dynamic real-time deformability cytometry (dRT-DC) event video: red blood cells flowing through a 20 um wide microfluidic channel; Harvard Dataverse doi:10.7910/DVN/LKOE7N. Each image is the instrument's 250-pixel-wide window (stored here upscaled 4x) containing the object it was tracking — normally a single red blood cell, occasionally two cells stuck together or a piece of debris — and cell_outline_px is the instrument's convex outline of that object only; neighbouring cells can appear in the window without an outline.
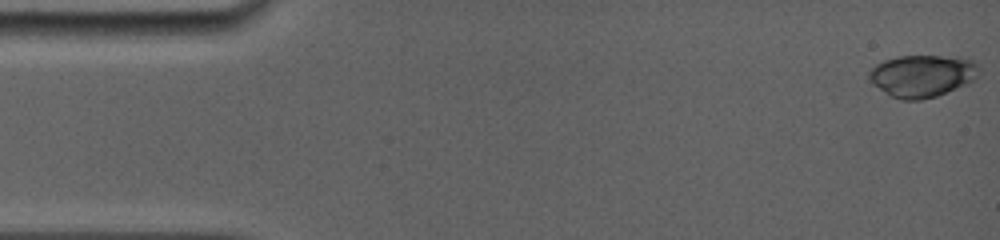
{"species": "common noctule bat (a hibernating species)", "species_latin": "Nyctalus noctula", "temperature_condition": "room temperature", "stored_images_in_passage": 34, "camera_frame_rate_fps": 5000, "um_per_image_px": 0.085, "animal": {"sex": "female", "body_mass_g": 19.0, "forearm_length_mm": 56.7}, "frame": {"image": 1, "passage_image": 1, "time_ms": 0.0, "image_size_px": [1000, 240], "cell_outline_px": [[980, 68], [976, 76], [972, 80], [964, 84], [936, 96], [920, 100], [900, 100], [892, 96], [872, 84], [868, 76], [868, 72], [876, 64], [884, 60], [896, 56], [960, 56], [972, 60], [980, 64]], "centroid_in_image_um": [78.38, 6.42], "position_along_channel_um": 6.6, "area_um2": 26.99}}
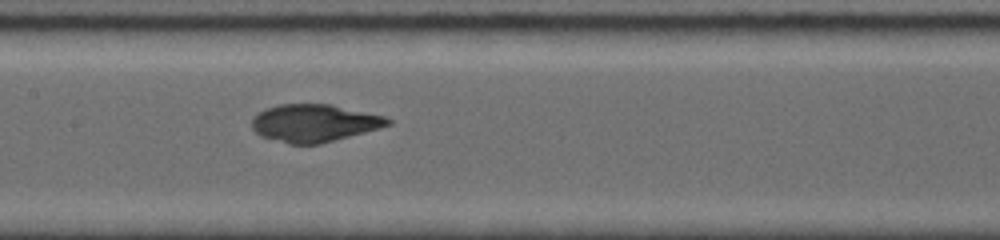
{"frame": {"image": 2, "passage_image": 20, "time_ms": 7.6, "image_size_px": [1000, 240], "cell_outline_px": [[392, 124], [380, 128], [320, 144], [288, 144], [260, 136], [252, 128], [252, 120], [264, 108], [280, 104], [332, 104], [384, 116], [392, 120]], "centroid_in_image_um": [26.72, 10.46], "position_along_channel_um": 180.7, "area_um2": 29.77}}
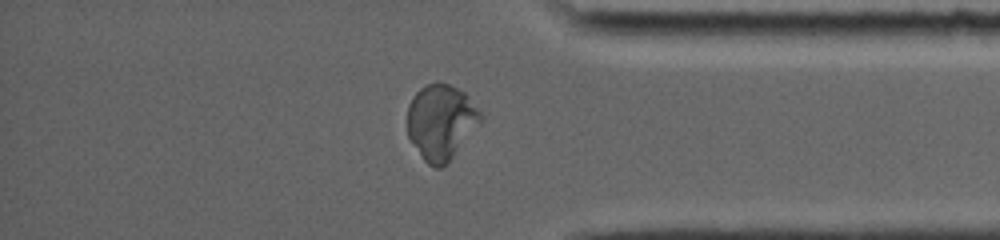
{"frame": {"image": 3, "passage_image": 34, "time_ms": 13.2, "image_size_px": [1000, 240], "cell_outline_px": [[484, 116], [480, 124], [452, 156], [440, 168], [436, 168], [428, 164], [424, 160], [408, 136], [408, 104], [416, 92], [420, 88], [436, 80], [448, 84], [464, 92]], "centroid_in_image_um": [37.48, 10.33], "position_along_channel_um": 397.7, "area_um2": 31.79}}